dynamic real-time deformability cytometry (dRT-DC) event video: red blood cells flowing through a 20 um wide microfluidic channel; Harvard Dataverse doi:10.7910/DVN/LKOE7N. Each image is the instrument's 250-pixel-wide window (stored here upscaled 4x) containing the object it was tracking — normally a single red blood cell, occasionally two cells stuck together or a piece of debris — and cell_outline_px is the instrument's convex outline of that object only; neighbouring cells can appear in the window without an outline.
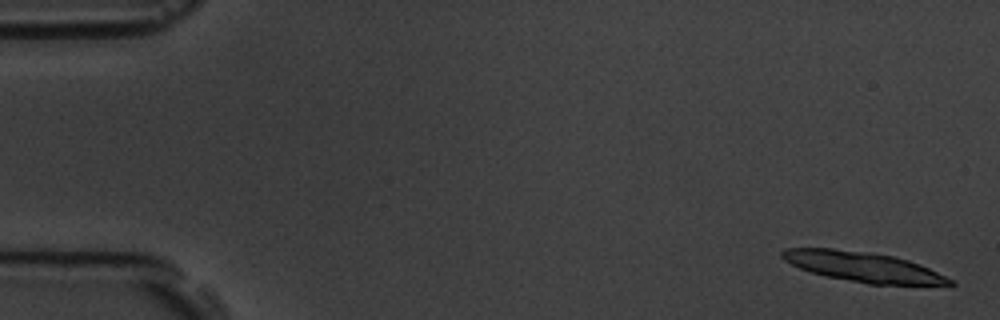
{"species": "common noctule bat (a hibernating species)", "species_latin": "Nyctalus noctula", "temperature_condition": "room temperature", "stored_images_in_passage": 10, "camera_frame_rate_fps": 3000, "um_per_image_px": 0.085, "animal": {"sex": "male", "body_mass_g": 19.5, "forearm_length_mm": 54.6}, "frame": {"image": 1, "passage_image": 1, "time_ms": 0.0, "image_size_px": [1000, 320], "cell_outline_px": [[956, 284], [868, 284], [824, 276], [800, 268], [784, 260], [780, 256], [780, 252], [784, 248], [832, 248], [868, 252], [892, 256], [908, 260], [920, 264], [952, 280]], "centroid_in_image_um": [73.28, 22.67], "position_along_channel_um": 11.7, "area_um2": 28.84}}
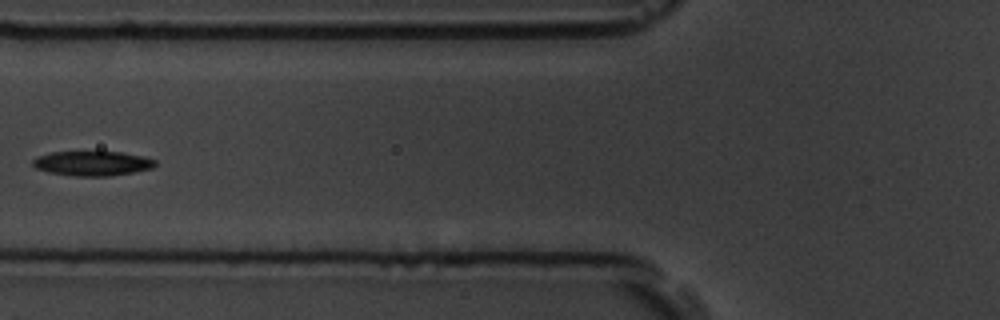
{"frame": {"image": 2, "passage_image": 7, "time_ms": 7.0, "image_size_px": [1000, 320], "cell_outline_px": [[156, 164], [152, 168], [132, 172], [108, 176], [72, 176], [48, 172], [36, 168], [32, 164], [32, 160], [36, 156], [52, 152], [124, 152], [144, 156], [156, 160]], "centroid_in_image_um": [7.84, 13.88], "position_along_channel_um": 118.0, "area_um2": 17.63}}
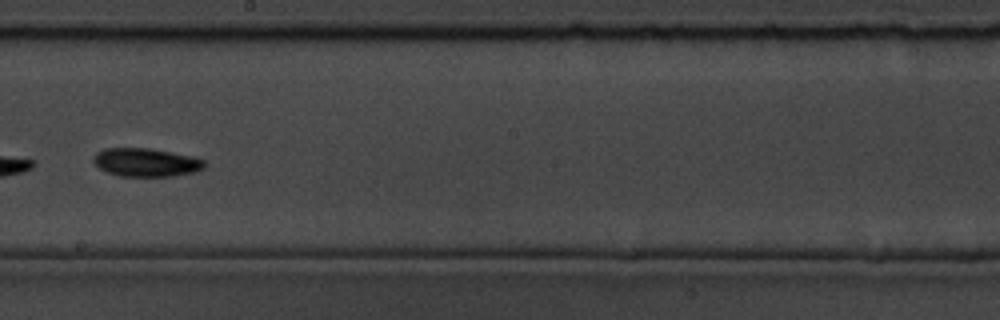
{"frame": {"image": 3, "passage_image": 10, "time_ms": 10.333, "image_size_px": [1000, 320], "cell_outline_px": [[204, 168], [196, 172], [172, 176], [120, 176], [108, 172], [100, 168], [92, 160], [92, 156], [96, 152], [104, 148], [152, 148], [192, 156], [204, 160]], "centroid_in_image_um": [12.4, 13.79], "position_along_channel_um": 235.8, "area_um2": 18.44}}